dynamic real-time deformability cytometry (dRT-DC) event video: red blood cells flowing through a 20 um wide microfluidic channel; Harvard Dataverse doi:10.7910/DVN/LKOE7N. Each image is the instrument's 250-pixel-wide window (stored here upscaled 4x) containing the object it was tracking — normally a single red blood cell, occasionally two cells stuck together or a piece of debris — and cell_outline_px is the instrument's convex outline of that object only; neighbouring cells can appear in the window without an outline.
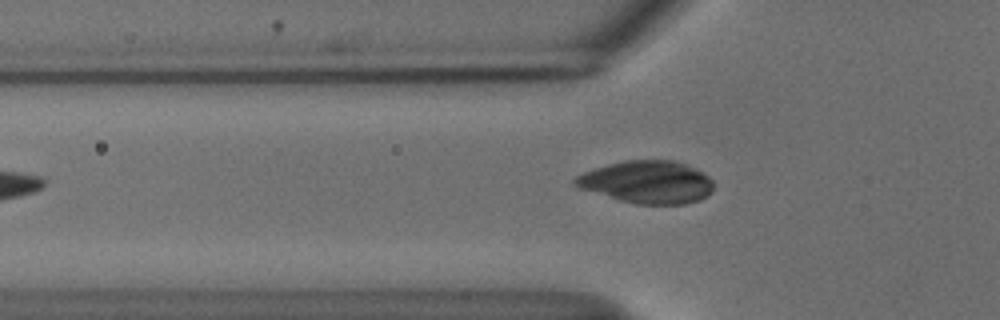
{"species": "common noctule bat (a hibernating species)", "species_latin": "Nyctalus noctula", "temperature_condition": "cold", "stored_images_in_passage": 43, "camera_frame_rate_fps": 3000, "um_per_image_px": 0.085, "animal": {"sex": "male", "body_mass_g": 18.8}, "frame": {"image": 1, "passage_image": 7, "time_ms": 2.0, "image_size_px": [1000, 320], "cell_outline_px": [[712, 192], [708, 196], [700, 200], [684, 204], [636, 204], [620, 200], [580, 188], [572, 184], [572, 180], [576, 176], [584, 172], [608, 164], [624, 160], [672, 160], [684, 164], [708, 176], [712, 180]], "centroid_in_image_um": [55.0, 15.48], "position_along_channel_um": 70.8, "area_um2": 34.1}}
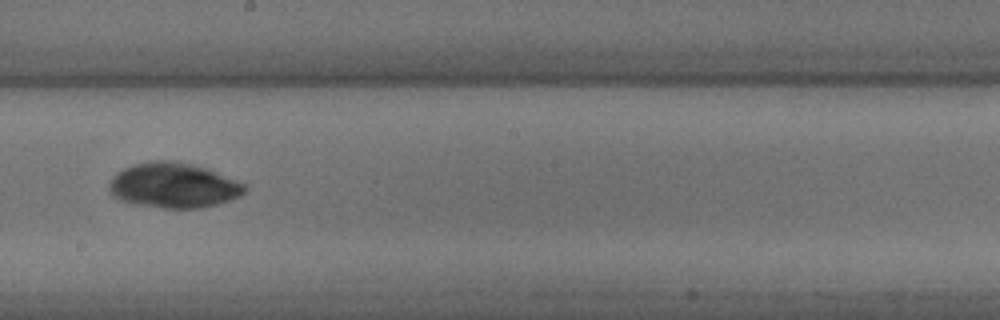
{"frame": {"image": 2, "passage_image": 20, "time_ms": 6.333, "image_size_px": [1000, 320], "cell_outline_px": [[248, 188], [240, 196], [232, 200], [204, 208], [164, 208], [120, 200], [112, 196], [108, 188], [108, 184], [112, 176], [116, 172], [132, 164], [152, 160], [172, 160], [192, 164], [208, 168], [248, 184]], "centroid_in_image_um": [14.79, 15.74], "position_along_channel_um": 233.4, "area_um2": 36.13}}
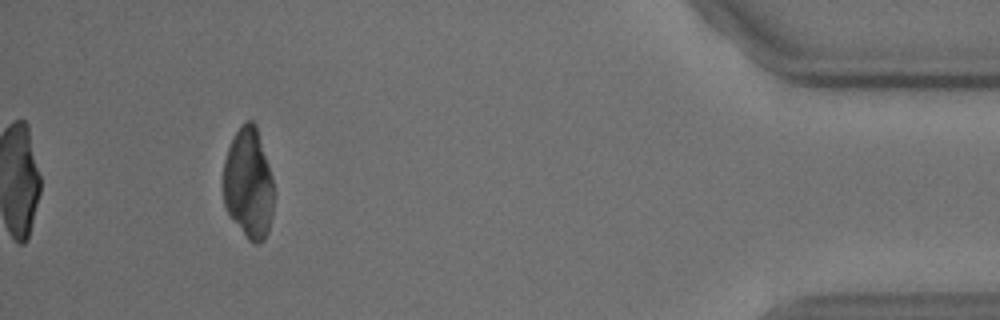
{"frame": {"image": 3, "passage_image": 39, "time_ms": 12.667, "image_size_px": [1000, 320], "cell_outline_px": [[272, 216], [268, 232], [264, 240], [256, 244], [248, 240], [232, 220], [224, 204], [224, 160], [228, 148], [240, 124], [244, 120], [252, 120], [256, 124], [272, 176]], "centroid_in_image_um": [21.12, 15.59], "position_along_channel_um": 414.1, "area_um2": 32.54}}